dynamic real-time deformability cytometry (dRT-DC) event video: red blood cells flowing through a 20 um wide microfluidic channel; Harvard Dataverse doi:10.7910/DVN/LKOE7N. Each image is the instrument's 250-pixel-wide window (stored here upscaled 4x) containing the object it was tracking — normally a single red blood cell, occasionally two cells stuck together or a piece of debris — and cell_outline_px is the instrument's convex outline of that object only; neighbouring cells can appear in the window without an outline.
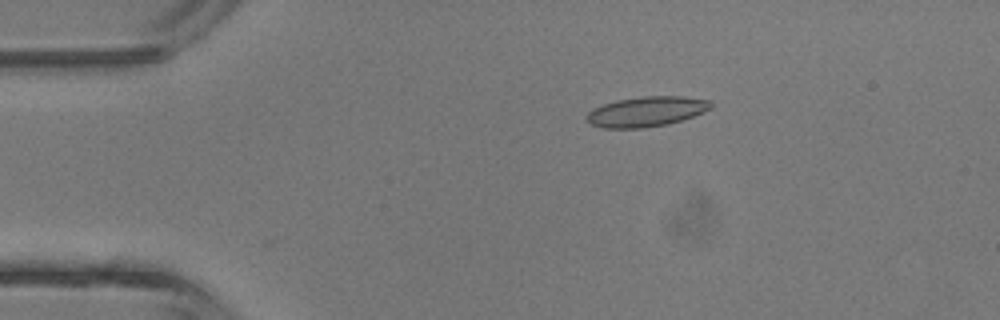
{"species": "common noctule bat (a hibernating species)", "species_latin": "Nyctalus noctula", "temperature_condition": "room temperature", "stored_images_in_passage": 4, "camera_frame_rate_fps": 3000, "um_per_image_px": 0.085, "animal": {"sex": "male", "body_mass_g": 13.3}, "frame": {"image": 1, "passage_image": 3, "time_ms": 2.333, "image_size_px": [1000, 320], "cell_outline_px": [[712, 108], [704, 112], [668, 124], [644, 128], [604, 128], [592, 124], [588, 120], [588, 112], [592, 108], [616, 100], [644, 96], [684, 96], [712, 100]], "centroid_in_image_um": [54.99, 9.47], "position_along_channel_um": 30.0, "area_um2": 21.73}}